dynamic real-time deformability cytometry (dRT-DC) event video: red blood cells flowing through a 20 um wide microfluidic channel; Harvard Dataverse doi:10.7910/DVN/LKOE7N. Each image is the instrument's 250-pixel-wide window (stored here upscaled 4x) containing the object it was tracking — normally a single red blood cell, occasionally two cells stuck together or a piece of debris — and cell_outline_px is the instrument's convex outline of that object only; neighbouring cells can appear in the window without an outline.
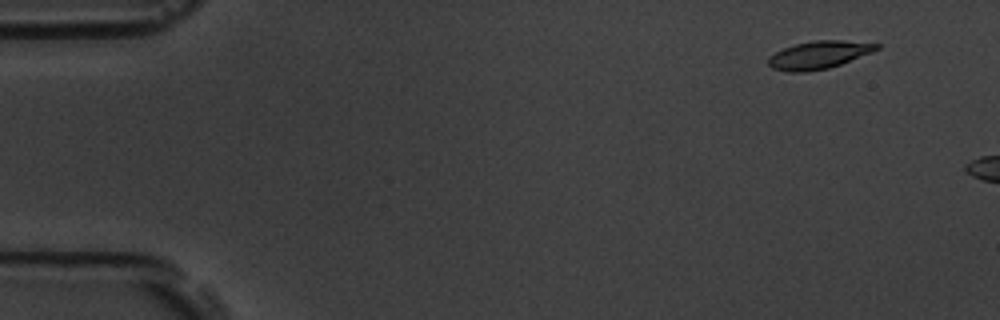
{"species": "common noctule bat (a hibernating species)", "species_latin": "Nyctalus noctula", "temperature_condition": "room temperature", "stored_images_in_passage": 7, "camera_frame_rate_fps": 3000, "um_per_image_px": 0.085, "animal": {"sex": "male", "body_mass_g": 19.5, "forearm_length_mm": 54.6}, "frame": {"image": 1, "passage_image": 2, "time_ms": 0.333, "image_size_px": [1000, 320], "cell_outline_px": [[880, 48], [872, 52], [840, 64], [828, 68], [804, 72], [788, 72], [772, 68], [768, 64], [768, 56], [784, 48], [796, 44], [816, 40], [844, 40], [880, 44]], "centroid_in_image_um": [69.59, 4.67], "position_along_channel_um": 15.4, "area_um2": 17.4}}
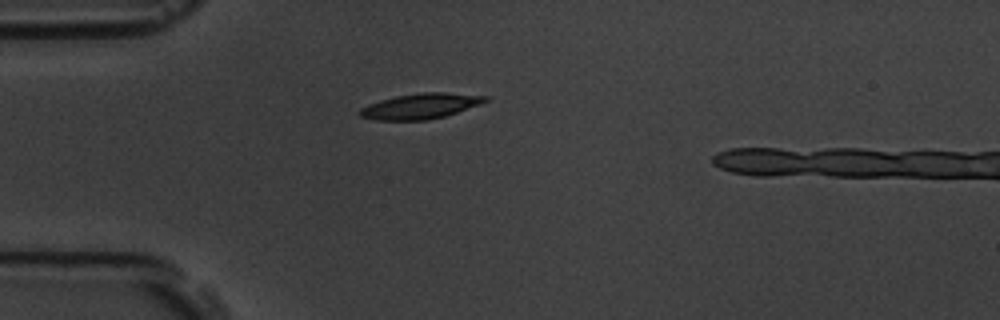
{"frame": {"image": 2, "passage_image": 5, "time_ms": 1.333, "image_size_px": [1000, 320], "cell_outline_px": [[492, 96], [488, 100], [480, 104], [444, 116], [428, 120], [376, 120], [360, 116], [360, 108], [368, 104], [380, 100], [396, 96], [420, 92], [444, 92]], "centroid_in_image_um": [35.76, 9.01], "position_along_channel_um": 49.2, "area_um2": 18.55}}
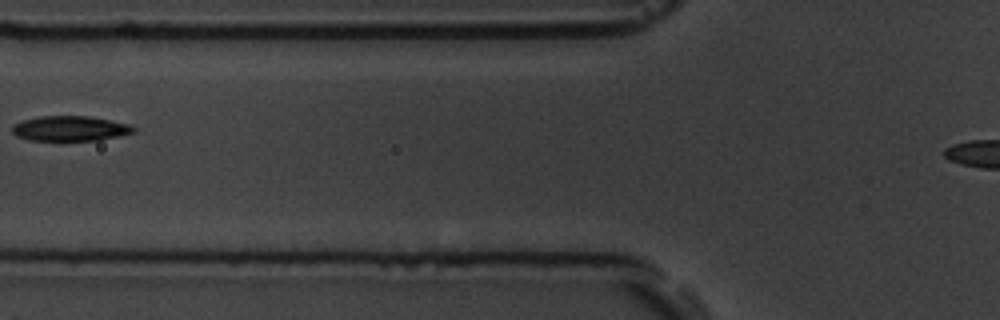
{"frame": {"image": 3, "passage_image": 7, "time_ms": 2.0, "image_size_px": [1000, 320], "cell_outline_px": [[136, 132], [100, 140], [60, 144], [28, 140], [16, 136], [12, 132], [12, 124], [24, 120], [40, 116], [88, 116], [128, 124], [136, 128]], "centroid_in_image_um": [5.9, 10.98], "position_along_channel_um": 119.9, "area_um2": 18.67}}